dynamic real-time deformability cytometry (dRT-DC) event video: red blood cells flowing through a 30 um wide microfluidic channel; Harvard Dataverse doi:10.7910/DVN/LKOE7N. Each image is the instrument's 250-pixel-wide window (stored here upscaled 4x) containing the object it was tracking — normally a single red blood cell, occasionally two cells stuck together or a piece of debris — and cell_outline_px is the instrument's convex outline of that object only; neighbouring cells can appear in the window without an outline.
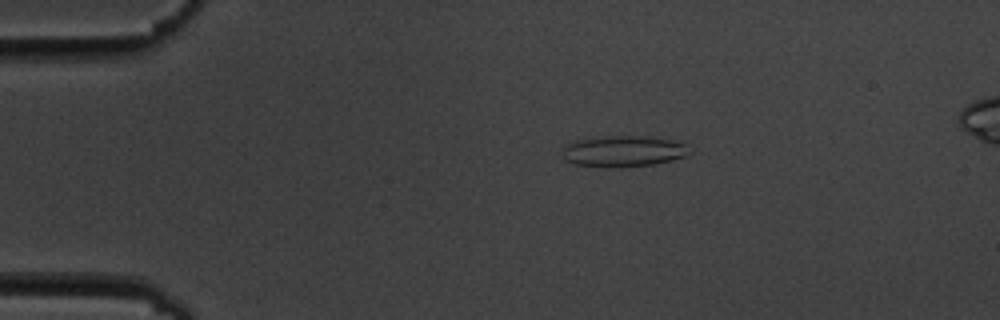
{"species": "common noctule bat (a hibernating species)", "species_latin": "Nyctalus noctula", "temperature_condition": "cold", "stored_images_in_passage": 9, "camera_frame_rate_fps": 3000, "um_per_image_px": 0.085, "animal": {"sex": "male", "body_mass_g": 19.5, "forearm_length_mm": 54.6}, "frame": {"image": 1, "passage_image": 2, "time_ms": 1.333, "image_size_px": [1000, 320], "cell_outline_px": [[688, 144], [684, 156], [672, 160], [656, 164], [620, 168], [608, 168], [576, 164], [564, 160], [560, 156], [560, 152], [564, 144], [576, 140], [608, 136], [644, 136], [668, 140]], "centroid_in_image_um": [52.87, 12.87], "position_along_channel_um": 32.1, "area_um2": 23.18}}
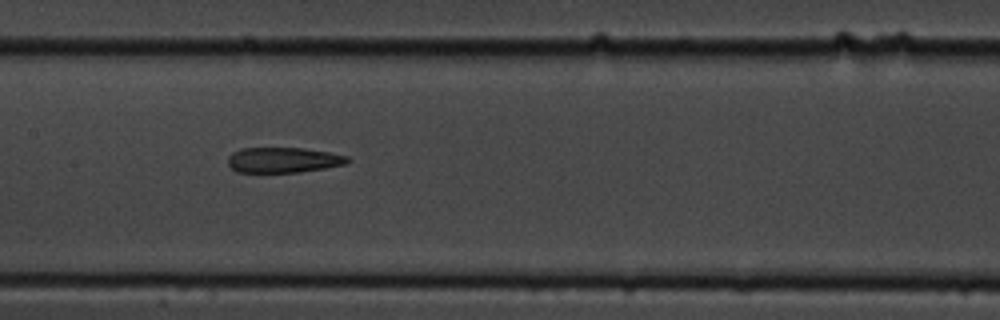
{"frame": {"image": 2, "passage_image": 7, "time_ms": 7.0, "image_size_px": [1000, 320], "cell_outline_px": [[352, 160], [344, 164], [324, 168], [300, 172], [236, 172], [228, 164], [228, 156], [232, 152], [240, 148], [304, 148], [328, 152], [348, 156]], "centroid_in_image_um": [24.07, 13.59], "position_along_channel_um": 183.3, "area_um2": 17.69}}
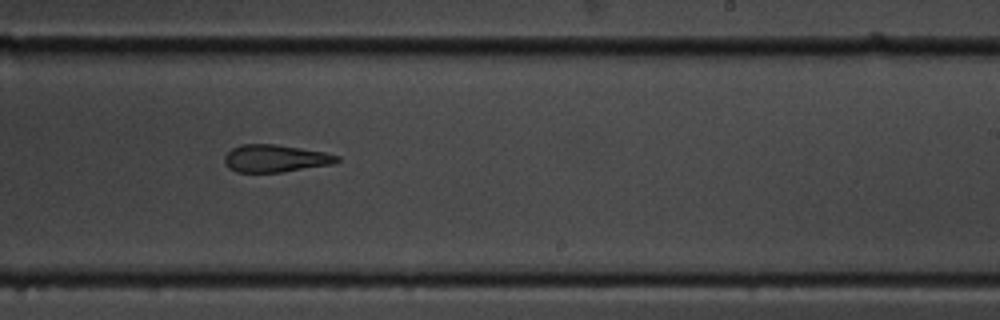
{"frame": {"image": 3, "passage_image": 9, "time_ms": 9.333, "image_size_px": [1000, 320], "cell_outline_px": [[340, 160], [332, 164], [280, 172], [236, 172], [228, 168], [224, 160], [224, 156], [232, 148], [240, 144], [276, 144], [324, 152], [340, 156]], "centroid_in_image_um": [23.38, 13.46], "position_along_channel_um": 265.6, "area_um2": 17.92}}